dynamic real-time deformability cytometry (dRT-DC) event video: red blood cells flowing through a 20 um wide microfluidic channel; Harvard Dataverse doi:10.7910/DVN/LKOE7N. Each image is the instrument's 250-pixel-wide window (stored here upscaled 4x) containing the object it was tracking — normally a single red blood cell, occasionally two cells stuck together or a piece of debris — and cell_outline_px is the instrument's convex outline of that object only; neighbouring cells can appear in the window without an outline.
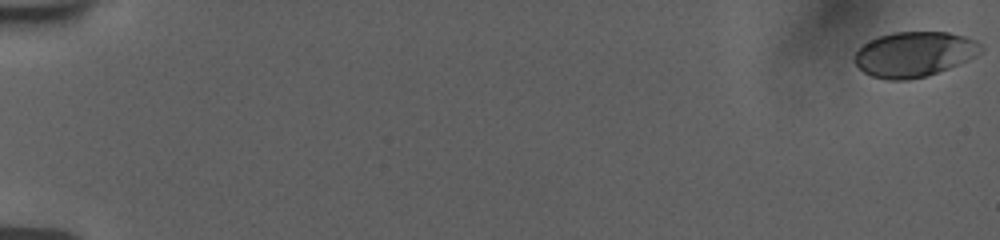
{"species": "human", "species_latin": "Homo sapiens", "temperature_condition": "room temperature", "stored_images_in_passage": 126, "camera_frame_rate_fps": 3000, "um_per_image_px": 0.085, "donor": {"sex": "female"}, "frame": {"image": 1, "passage_image": 1, "time_ms": 0.0, "image_size_px": [1000, 240], "cell_outline_px": [[984, 48], [976, 56], [968, 60], [948, 68], [924, 76], [904, 80], [888, 80], [872, 76], [864, 72], [852, 60], [856, 52], [864, 44], [876, 36], [892, 32], [948, 32], [964, 36], [976, 40]], "centroid_in_image_um": [77.7, 4.59], "position_along_channel_um": 7.3, "area_um2": 33.12}}
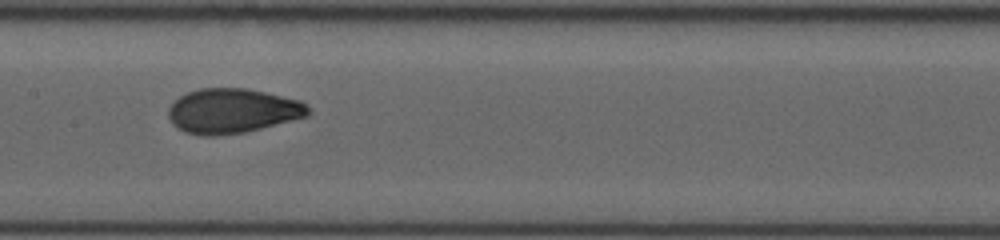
{"frame": {"image": 2, "passage_image": 73, "time_ms": 10.0, "image_size_px": [1000, 240], "cell_outline_px": [[312, 112], [308, 116], [244, 132], [216, 136], [204, 136], [184, 132], [172, 124], [168, 116], [168, 108], [180, 96], [188, 92], [200, 88], [244, 88], [264, 92], [300, 100], [308, 104]], "centroid_in_image_um": [19.76, 9.43], "position_along_channel_um": 187.6, "area_um2": 36.41}}
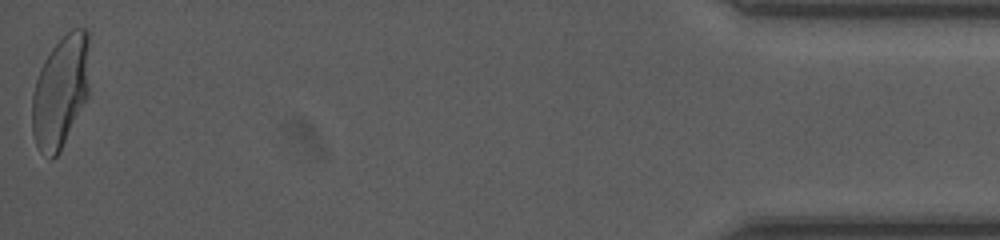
{"frame": {"image": 3, "passage_image": 125, "time_ms": 18.667, "image_size_px": [1000, 240], "cell_outline_px": [[92, 32], [88, 96], [60, 152], [52, 160], [48, 160], [40, 152], [36, 144], [32, 132], [32, 96], [36, 80], [40, 68], [44, 60], [52, 48], [72, 28], [84, 28]], "centroid_in_image_um": [5.19, 7.74], "position_along_channel_um": 430.0, "area_um2": 38.55}, "authors_computed_cell_mechanics": {"area_um2": 35.547, "velocity_mm_per_s": 3.7483, "shape_relaxation_time_tau1_ms": 4.9717, "shape_relaxation_time_tau2_ms": null, "deformation_change_tau1": 0.1984, "deformation_change_tau2": null}}